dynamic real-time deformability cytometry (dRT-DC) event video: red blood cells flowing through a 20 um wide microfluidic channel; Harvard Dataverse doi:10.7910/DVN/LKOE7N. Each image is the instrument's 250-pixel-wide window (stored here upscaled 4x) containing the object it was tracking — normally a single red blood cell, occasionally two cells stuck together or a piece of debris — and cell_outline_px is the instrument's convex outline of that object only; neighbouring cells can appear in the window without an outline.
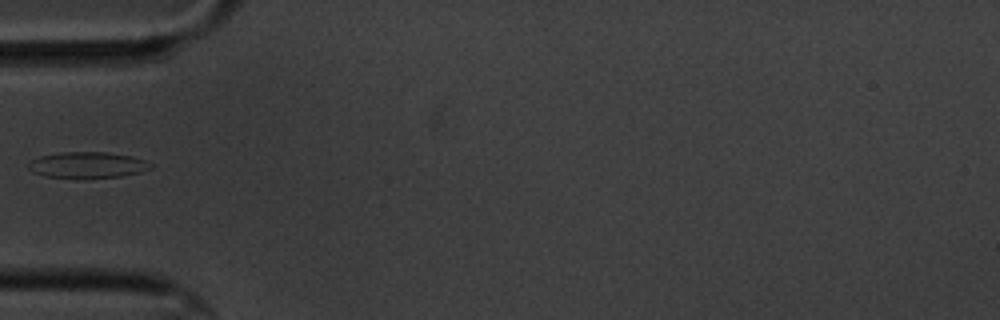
{"species": "common noctule bat (a hibernating species)", "species_latin": "Nyctalus noctula", "temperature_condition": "cold", "stored_images_in_passage": 4, "camera_frame_rate_fps": 3000, "um_per_image_px": 0.085, "animal": {"sex": "male", "body_mass_g": 20.1, "forearm_length_mm": 53.5}, "frame": {"image": 1, "passage_image": 2, "time_ms": 1.333, "image_size_px": [1000, 320], "cell_outline_px": [[152, 168], [140, 172], [120, 176], [84, 180], [44, 176], [32, 172], [28, 168], [28, 160], [40, 156], [60, 152], [108, 152], [132, 156], [144, 160], [152, 164]], "centroid_in_image_um": [7.39, 14.04], "position_along_channel_um": 77.6, "area_um2": 19.19}}
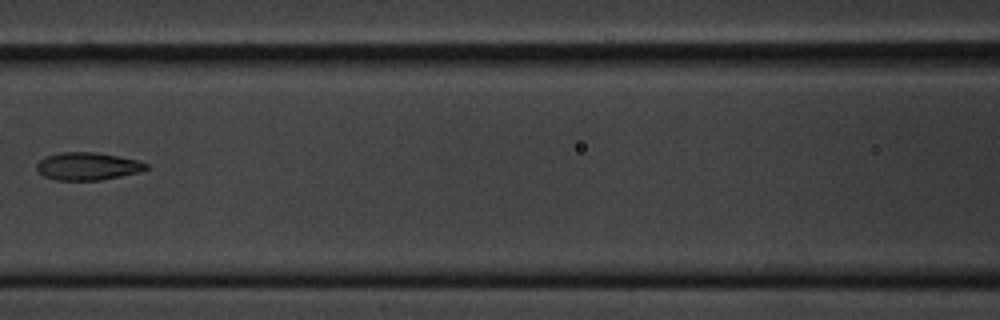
{"frame": {"image": 2, "passage_image": 4, "time_ms": 3.667, "image_size_px": [1000, 320], "cell_outline_px": [[148, 168], [140, 172], [100, 180], [56, 180], [44, 176], [36, 168], [36, 164], [44, 156], [60, 152], [92, 152], [140, 160], [148, 164]], "centroid_in_image_um": [7.44, 14.13], "position_along_channel_um": 159.2, "area_um2": 17.63}}